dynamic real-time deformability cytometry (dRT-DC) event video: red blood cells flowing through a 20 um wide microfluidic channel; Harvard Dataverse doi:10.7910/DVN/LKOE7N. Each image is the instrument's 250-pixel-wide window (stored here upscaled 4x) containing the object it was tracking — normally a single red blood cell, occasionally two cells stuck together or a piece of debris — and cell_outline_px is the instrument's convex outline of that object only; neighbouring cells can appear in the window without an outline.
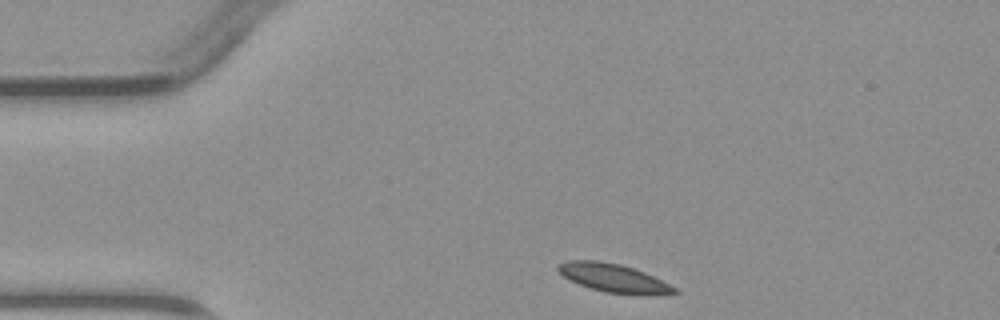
{"species": "common noctule bat (a hibernating species)", "species_latin": "Nyctalus noctula", "temperature_condition": "warm", "stored_images_in_passage": 2, "camera_frame_rate_fps": 3000, "um_per_image_px": 0.085, "animal": {"sex": "male", "body_mass_g": 23.1, "forearm_length_mm": 52.7}, "frame": {"image": 1, "passage_image": 1, "time_ms": 0.0, "image_size_px": [1000, 320], "cell_outline_px": [[680, 292], [604, 292], [568, 280], [556, 268], [560, 264], [568, 260], [596, 260], [620, 264], [644, 272], [676, 288]], "centroid_in_image_um": [52.0, 23.56], "position_along_channel_um": 33.0, "area_um2": 18.03}}